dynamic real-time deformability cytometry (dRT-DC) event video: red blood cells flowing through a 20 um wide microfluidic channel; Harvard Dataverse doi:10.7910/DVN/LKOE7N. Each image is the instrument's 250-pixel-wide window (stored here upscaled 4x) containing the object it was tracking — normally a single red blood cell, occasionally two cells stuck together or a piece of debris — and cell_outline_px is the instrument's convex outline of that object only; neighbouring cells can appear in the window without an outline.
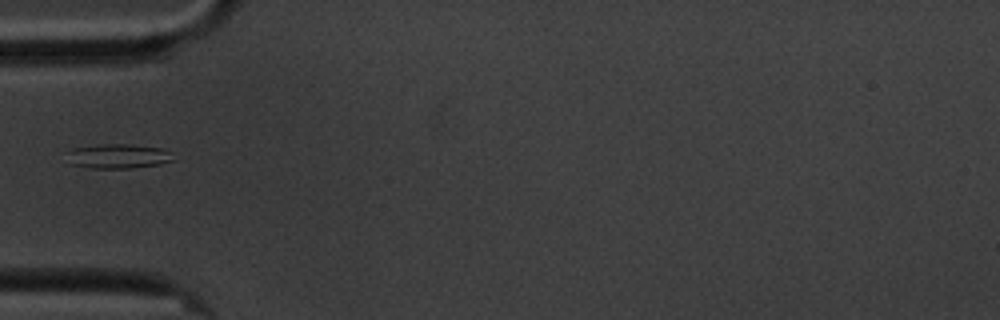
{"species": "common noctule bat (a hibernating species)", "species_latin": "Nyctalus noctula", "temperature_condition": "cold", "stored_images_in_passage": 41, "camera_frame_rate_fps": 3000, "um_per_image_px": 0.085, "animal": {"sex": "male", "body_mass_g": 20.1, "forearm_length_mm": 53.5}, "frame": {"image": 1, "passage_image": 1, "time_ms": 0.0, "image_size_px": [1000, 320], "cell_outline_px": [[176, 160], [160, 164], [132, 168], [92, 168], [72, 164], [68, 152], [72, 148], [96, 144], [128, 144], [164, 148], [172, 152]], "centroid_in_image_um": [10.13, 13.26], "position_along_channel_um": 74.9, "area_um2": 15.32}}
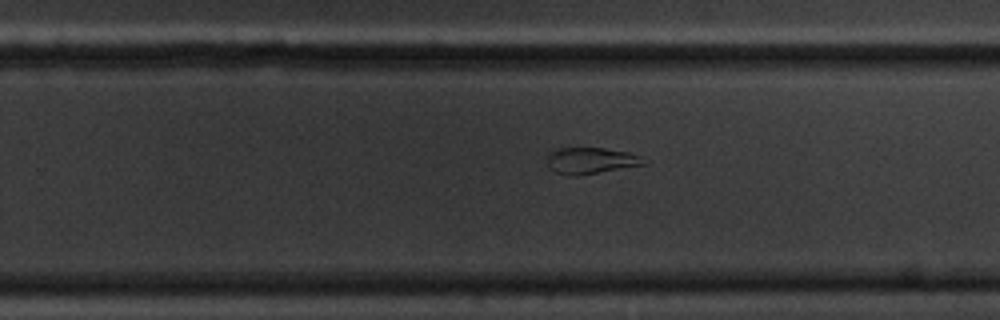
{"frame": {"image": 2, "passage_image": 19, "time_ms": 6.0, "image_size_px": [1000, 320], "cell_outline_px": [[648, 164], [576, 176], [568, 176], [556, 172], [548, 168], [548, 152], [552, 148], [604, 148], [628, 152], [640, 156]], "centroid_in_image_um": [50.18, 13.65], "position_along_channel_um": 279.6, "area_um2": 14.97}}
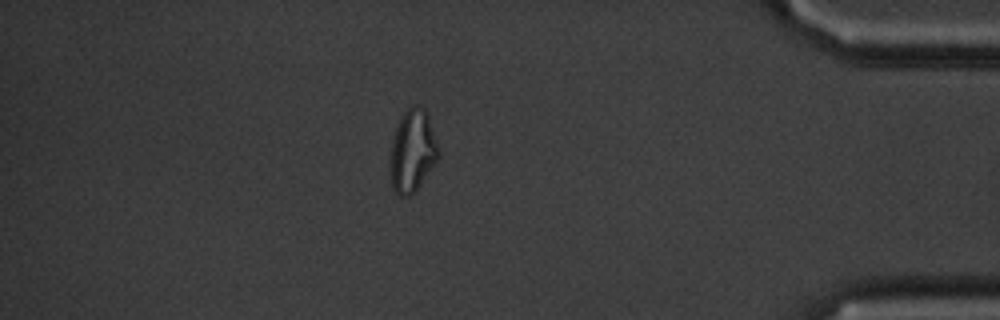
{"frame": {"image": 3, "passage_image": 33, "time_ms": 10.667, "image_size_px": [1000, 320], "cell_outline_px": [[440, 156], [416, 192], [408, 196], [400, 196], [392, 188], [388, 180], [388, 156], [392, 140], [400, 116], [412, 104], [420, 104], [428, 112], [440, 148]], "centroid_in_image_um": [35.04, 12.84], "position_along_channel_um": 400.2, "area_um2": 24.39}}